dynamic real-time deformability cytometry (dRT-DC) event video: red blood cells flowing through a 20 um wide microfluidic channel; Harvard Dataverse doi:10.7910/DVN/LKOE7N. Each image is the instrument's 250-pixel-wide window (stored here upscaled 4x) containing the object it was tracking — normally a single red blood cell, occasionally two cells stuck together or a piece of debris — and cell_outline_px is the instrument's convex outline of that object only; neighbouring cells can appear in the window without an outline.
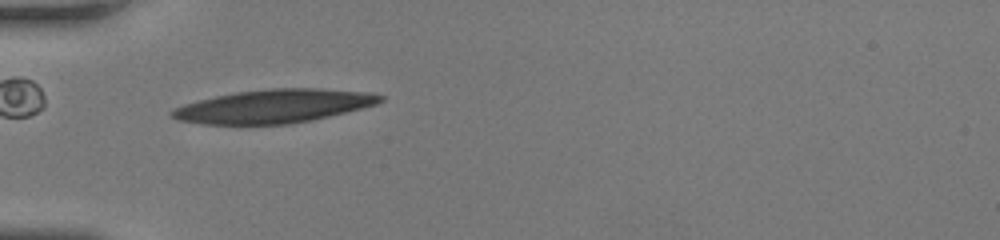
{"species": "human", "species_latin": "Homo sapiens", "temperature_condition": "room temperature", "stored_images_in_passage": 38, "camera_frame_rate_fps": 3000, "um_per_image_px": 0.085, "donor": {"sex": "female"}, "frame": {"image": 1, "passage_image": 5, "time_ms": 1.333, "image_size_px": [1000, 240], "cell_outline_px": [[384, 100], [376, 104], [312, 120], [292, 124], [204, 124], [180, 120], [172, 116], [168, 112], [172, 108], [184, 104], [216, 96], [236, 92], [272, 88], [316, 88], [372, 92], [384, 96]], "centroid_in_image_um": [23.29, 9.02], "position_along_channel_um": 61.7, "area_um2": 40.4}}
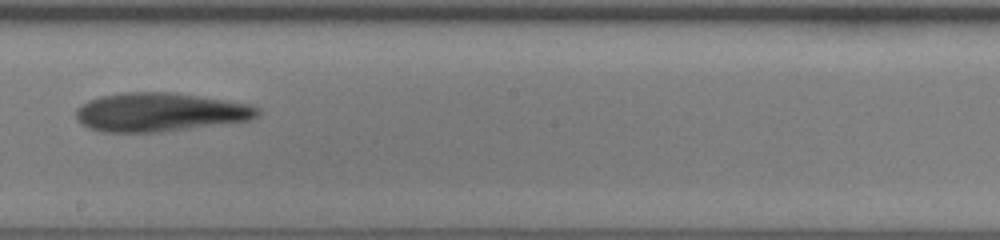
{"frame": {"image": 2, "passage_image": 18, "time_ms": 5.667, "image_size_px": [1000, 240], "cell_outline_px": [[264, 112], [260, 116], [248, 120], [160, 132], [100, 132], [88, 128], [80, 124], [76, 120], [76, 108], [88, 100], [100, 96], [124, 92], [176, 92], [248, 104], [260, 108]], "centroid_in_image_um": [13.56, 9.53], "position_along_channel_um": 234.6, "area_um2": 41.21}}
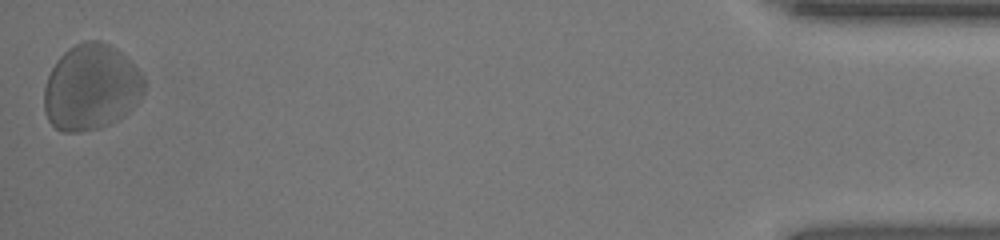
{"frame": {"image": 3, "passage_image": 38, "time_ms": 12.333, "image_size_px": [1000, 240], "cell_outline_px": [[144, 92], [132, 108], [128, 112], [112, 124], [100, 128], [80, 132], [64, 132], [56, 128], [48, 120], [44, 112], [44, 88], [48, 76], [56, 60], [68, 48], [84, 40], [100, 40], [116, 48], [144, 76]], "centroid_in_image_um": [7.73, 7.43], "position_along_channel_um": 427.5, "area_um2": 50.17}, "authors_computed_cell_mechanics": {"area_um2": 40.6045, "velocity_mm_per_s": 4.1683, "shape_relaxation_time_tau1_ms": 4.4839, "shape_relaxation_time_tau2_ms": 6.181, "deformation_change_tau1": 0.1299, "deformation_change_tau2": 0.1853}}